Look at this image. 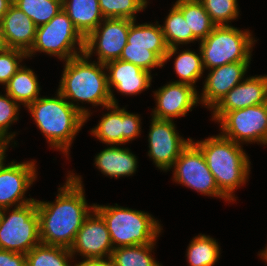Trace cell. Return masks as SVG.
Returning a JSON list of instances; mask_svg holds the SVG:
<instances>
[{
  "instance_id": "1",
  "label": "cell",
  "mask_w": 267,
  "mask_h": 266,
  "mask_svg": "<svg viewBox=\"0 0 267 266\" xmlns=\"http://www.w3.org/2000/svg\"><path fill=\"white\" fill-rule=\"evenodd\" d=\"M81 176L68 173L55 202L36 200L41 243L70 249L85 218L94 209L85 198Z\"/></svg>"
},
{
  "instance_id": "2",
  "label": "cell",
  "mask_w": 267,
  "mask_h": 266,
  "mask_svg": "<svg viewBox=\"0 0 267 266\" xmlns=\"http://www.w3.org/2000/svg\"><path fill=\"white\" fill-rule=\"evenodd\" d=\"M89 59L82 53L65 61L58 87V92L86 117V122L91 115L90 110L79 106V102L104 108L112 104L105 64L98 61L90 62Z\"/></svg>"
},
{
  "instance_id": "3",
  "label": "cell",
  "mask_w": 267,
  "mask_h": 266,
  "mask_svg": "<svg viewBox=\"0 0 267 266\" xmlns=\"http://www.w3.org/2000/svg\"><path fill=\"white\" fill-rule=\"evenodd\" d=\"M191 141L201 150L219 190L230 202L236 201L233 193L248 181L251 164L242 145L221 134Z\"/></svg>"
},
{
  "instance_id": "4",
  "label": "cell",
  "mask_w": 267,
  "mask_h": 266,
  "mask_svg": "<svg viewBox=\"0 0 267 266\" xmlns=\"http://www.w3.org/2000/svg\"><path fill=\"white\" fill-rule=\"evenodd\" d=\"M56 94L54 98L39 97L27 109L51 148L68 156L76 134L85 125L86 117L58 91Z\"/></svg>"
},
{
  "instance_id": "5",
  "label": "cell",
  "mask_w": 267,
  "mask_h": 266,
  "mask_svg": "<svg viewBox=\"0 0 267 266\" xmlns=\"http://www.w3.org/2000/svg\"><path fill=\"white\" fill-rule=\"evenodd\" d=\"M94 209L104 219L114 248L152 244L161 233L159 221L145 211L97 203Z\"/></svg>"
},
{
  "instance_id": "6",
  "label": "cell",
  "mask_w": 267,
  "mask_h": 266,
  "mask_svg": "<svg viewBox=\"0 0 267 266\" xmlns=\"http://www.w3.org/2000/svg\"><path fill=\"white\" fill-rule=\"evenodd\" d=\"M255 41L249 30L242 31L231 25L215 26L199 44L204 70L233 62L251 61V49Z\"/></svg>"
},
{
  "instance_id": "7",
  "label": "cell",
  "mask_w": 267,
  "mask_h": 266,
  "mask_svg": "<svg viewBox=\"0 0 267 266\" xmlns=\"http://www.w3.org/2000/svg\"><path fill=\"white\" fill-rule=\"evenodd\" d=\"M84 47L85 38L62 8L48 23L36 28L35 42L27 57H32L36 52H43L67 61L84 53Z\"/></svg>"
},
{
  "instance_id": "8",
  "label": "cell",
  "mask_w": 267,
  "mask_h": 266,
  "mask_svg": "<svg viewBox=\"0 0 267 266\" xmlns=\"http://www.w3.org/2000/svg\"><path fill=\"white\" fill-rule=\"evenodd\" d=\"M8 210L12 212L9 214ZM39 243L41 240L36 200L12 210L0 209V249L27 254Z\"/></svg>"
},
{
  "instance_id": "9",
  "label": "cell",
  "mask_w": 267,
  "mask_h": 266,
  "mask_svg": "<svg viewBox=\"0 0 267 266\" xmlns=\"http://www.w3.org/2000/svg\"><path fill=\"white\" fill-rule=\"evenodd\" d=\"M216 122L221 135L237 144L267 145V103L225 112Z\"/></svg>"
},
{
  "instance_id": "10",
  "label": "cell",
  "mask_w": 267,
  "mask_h": 266,
  "mask_svg": "<svg viewBox=\"0 0 267 266\" xmlns=\"http://www.w3.org/2000/svg\"><path fill=\"white\" fill-rule=\"evenodd\" d=\"M173 179L178 184L211 197L230 201L218 188L201 150L190 141L172 167Z\"/></svg>"
},
{
  "instance_id": "11",
  "label": "cell",
  "mask_w": 267,
  "mask_h": 266,
  "mask_svg": "<svg viewBox=\"0 0 267 266\" xmlns=\"http://www.w3.org/2000/svg\"><path fill=\"white\" fill-rule=\"evenodd\" d=\"M130 19H104L86 38L84 53L90 58L96 53L98 62L118 60L127 44Z\"/></svg>"
},
{
  "instance_id": "12",
  "label": "cell",
  "mask_w": 267,
  "mask_h": 266,
  "mask_svg": "<svg viewBox=\"0 0 267 266\" xmlns=\"http://www.w3.org/2000/svg\"><path fill=\"white\" fill-rule=\"evenodd\" d=\"M148 134V156L156 167L167 171L171 169L181 151L189 144L191 138L184 139L178 132L173 120L151 118Z\"/></svg>"
},
{
  "instance_id": "13",
  "label": "cell",
  "mask_w": 267,
  "mask_h": 266,
  "mask_svg": "<svg viewBox=\"0 0 267 266\" xmlns=\"http://www.w3.org/2000/svg\"><path fill=\"white\" fill-rule=\"evenodd\" d=\"M0 161V209L19 207L36 199L24 198L26 191L37 178L35 161L17 163L11 161L8 165Z\"/></svg>"
},
{
  "instance_id": "14",
  "label": "cell",
  "mask_w": 267,
  "mask_h": 266,
  "mask_svg": "<svg viewBox=\"0 0 267 266\" xmlns=\"http://www.w3.org/2000/svg\"><path fill=\"white\" fill-rule=\"evenodd\" d=\"M112 245L107 225L102 216L93 209L85 218L70 248L72 256L77 253L84 260L110 258Z\"/></svg>"
},
{
  "instance_id": "15",
  "label": "cell",
  "mask_w": 267,
  "mask_h": 266,
  "mask_svg": "<svg viewBox=\"0 0 267 266\" xmlns=\"http://www.w3.org/2000/svg\"><path fill=\"white\" fill-rule=\"evenodd\" d=\"M105 109L110 112L91 130L94 137L106 145H123L139 136L141 119L138 114L129 113L118 104H110Z\"/></svg>"
},
{
  "instance_id": "16",
  "label": "cell",
  "mask_w": 267,
  "mask_h": 266,
  "mask_svg": "<svg viewBox=\"0 0 267 266\" xmlns=\"http://www.w3.org/2000/svg\"><path fill=\"white\" fill-rule=\"evenodd\" d=\"M198 95L197 89L189 84L169 82L154 92L157 104L152 117L165 120L183 117L199 103Z\"/></svg>"
},
{
  "instance_id": "17",
  "label": "cell",
  "mask_w": 267,
  "mask_h": 266,
  "mask_svg": "<svg viewBox=\"0 0 267 266\" xmlns=\"http://www.w3.org/2000/svg\"><path fill=\"white\" fill-rule=\"evenodd\" d=\"M249 65L250 61H239L210 69L203 82L201 96L198 95L199 102L212 109L223 96L244 80Z\"/></svg>"
},
{
  "instance_id": "18",
  "label": "cell",
  "mask_w": 267,
  "mask_h": 266,
  "mask_svg": "<svg viewBox=\"0 0 267 266\" xmlns=\"http://www.w3.org/2000/svg\"><path fill=\"white\" fill-rule=\"evenodd\" d=\"M267 103V75L251 76L233 87L211 109L212 120L217 121L225 112Z\"/></svg>"
},
{
  "instance_id": "19",
  "label": "cell",
  "mask_w": 267,
  "mask_h": 266,
  "mask_svg": "<svg viewBox=\"0 0 267 266\" xmlns=\"http://www.w3.org/2000/svg\"><path fill=\"white\" fill-rule=\"evenodd\" d=\"M105 66L112 104H118L112 87L122 95H136L151 86V73L131 62L118 59L106 63Z\"/></svg>"
},
{
  "instance_id": "20",
  "label": "cell",
  "mask_w": 267,
  "mask_h": 266,
  "mask_svg": "<svg viewBox=\"0 0 267 266\" xmlns=\"http://www.w3.org/2000/svg\"><path fill=\"white\" fill-rule=\"evenodd\" d=\"M36 28L31 18L12 4L0 22V29L7 48L28 53L36 38Z\"/></svg>"
},
{
  "instance_id": "21",
  "label": "cell",
  "mask_w": 267,
  "mask_h": 266,
  "mask_svg": "<svg viewBox=\"0 0 267 266\" xmlns=\"http://www.w3.org/2000/svg\"><path fill=\"white\" fill-rule=\"evenodd\" d=\"M95 166L106 176L118 179L131 176L137 170V158L128 148L117 145L103 149L95 156Z\"/></svg>"
},
{
  "instance_id": "22",
  "label": "cell",
  "mask_w": 267,
  "mask_h": 266,
  "mask_svg": "<svg viewBox=\"0 0 267 266\" xmlns=\"http://www.w3.org/2000/svg\"><path fill=\"white\" fill-rule=\"evenodd\" d=\"M62 8L84 38L104 20L98 0H62Z\"/></svg>"
},
{
  "instance_id": "23",
  "label": "cell",
  "mask_w": 267,
  "mask_h": 266,
  "mask_svg": "<svg viewBox=\"0 0 267 266\" xmlns=\"http://www.w3.org/2000/svg\"><path fill=\"white\" fill-rule=\"evenodd\" d=\"M160 26L168 46V51L163 64H165L173 55L175 56V54L178 53V45H186L188 43L190 44V42L197 41L194 38L191 29H189L182 12L174 4L165 18L164 25Z\"/></svg>"
},
{
  "instance_id": "24",
  "label": "cell",
  "mask_w": 267,
  "mask_h": 266,
  "mask_svg": "<svg viewBox=\"0 0 267 266\" xmlns=\"http://www.w3.org/2000/svg\"><path fill=\"white\" fill-rule=\"evenodd\" d=\"M5 89L6 94L24 107L38 99L41 90L35 72L26 66L20 67L5 85Z\"/></svg>"
},
{
  "instance_id": "25",
  "label": "cell",
  "mask_w": 267,
  "mask_h": 266,
  "mask_svg": "<svg viewBox=\"0 0 267 266\" xmlns=\"http://www.w3.org/2000/svg\"><path fill=\"white\" fill-rule=\"evenodd\" d=\"M157 23L154 24H137L136 20H131L129 27L127 43L140 44L149 47L162 61L168 51V46L164 39L161 26Z\"/></svg>"
},
{
  "instance_id": "26",
  "label": "cell",
  "mask_w": 267,
  "mask_h": 266,
  "mask_svg": "<svg viewBox=\"0 0 267 266\" xmlns=\"http://www.w3.org/2000/svg\"><path fill=\"white\" fill-rule=\"evenodd\" d=\"M174 5L182 12L197 41L204 40L216 26L199 0H177Z\"/></svg>"
},
{
  "instance_id": "27",
  "label": "cell",
  "mask_w": 267,
  "mask_h": 266,
  "mask_svg": "<svg viewBox=\"0 0 267 266\" xmlns=\"http://www.w3.org/2000/svg\"><path fill=\"white\" fill-rule=\"evenodd\" d=\"M220 245L214 238L201 234L194 237L187 248L190 266H214L219 260Z\"/></svg>"
},
{
  "instance_id": "28",
  "label": "cell",
  "mask_w": 267,
  "mask_h": 266,
  "mask_svg": "<svg viewBox=\"0 0 267 266\" xmlns=\"http://www.w3.org/2000/svg\"><path fill=\"white\" fill-rule=\"evenodd\" d=\"M25 256L26 266H71L68 261L74 259L70 249L43 243L36 245Z\"/></svg>"
},
{
  "instance_id": "29",
  "label": "cell",
  "mask_w": 267,
  "mask_h": 266,
  "mask_svg": "<svg viewBox=\"0 0 267 266\" xmlns=\"http://www.w3.org/2000/svg\"><path fill=\"white\" fill-rule=\"evenodd\" d=\"M155 243L157 242L148 245L117 247L113 249L110 258L115 266H162L151 254Z\"/></svg>"
},
{
  "instance_id": "30",
  "label": "cell",
  "mask_w": 267,
  "mask_h": 266,
  "mask_svg": "<svg viewBox=\"0 0 267 266\" xmlns=\"http://www.w3.org/2000/svg\"><path fill=\"white\" fill-rule=\"evenodd\" d=\"M199 52L198 55L194 51L184 49L178 53L174 61V71L181 80H175V82L189 84L196 88L197 80L203 77L202 75L205 71L200 49Z\"/></svg>"
},
{
  "instance_id": "31",
  "label": "cell",
  "mask_w": 267,
  "mask_h": 266,
  "mask_svg": "<svg viewBox=\"0 0 267 266\" xmlns=\"http://www.w3.org/2000/svg\"><path fill=\"white\" fill-rule=\"evenodd\" d=\"M38 27L48 23L61 9L62 0H13Z\"/></svg>"
},
{
  "instance_id": "32",
  "label": "cell",
  "mask_w": 267,
  "mask_h": 266,
  "mask_svg": "<svg viewBox=\"0 0 267 266\" xmlns=\"http://www.w3.org/2000/svg\"><path fill=\"white\" fill-rule=\"evenodd\" d=\"M104 19L136 20V13L147 7V0H98Z\"/></svg>"
},
{
  "instance_id": "33",
  "label": "cell",
  "mask_w": 267,
  "mask_h": 266,
  "mask_svg": "<svg viewBox=\"0 0 267 266\" xmlns=\"http://www.w3.org/2000/svg\"><path fill=\"white\" fill-rule=\"evenodd\" d=\"M120 60L131 62L141 69L151 73L155 67H163V61L146 45L126 44L123 48Z\"/></svg>"
},
{
  "instance_id": "34",
  "label": "cell",
  "mask_w": 267,
  "mask_h": 266,
  "mask_svg": "<svg viewBox=\"0 0 267 266\" xmlns=\"http://www.w3.org/2000/svg\"><path fill=\"white\" fill-rule=\"evenodd\" d=\"M216 26L229 25L239 15L237 0H199Z\"/></svg>"
},
{
  "instance_id": "35",
  "label": "cell",
  "mask_w": 267,
  "mask_h": 266,
  "mask_svg": "<svg viewBox=\"0 0 267 266\" xmlns=\"http://www.w3.org/2000/svg\"><path fill=\"white\" fill-rule=\"evenodd\" d=\"M19 108L20 105L8 94H0V143L9 145L15 137V132L9 133L8 130L18 120Z\"/></svg>"
},
{
  "instance_id": "36",
  "label": "cell",
  "mask_w": 267,
  "mask_h": 266,
  "mask_svg": "<svg viewBox=\"0 0 267 266\" xmlns=\"http://www.w3.org/2000/svg\"><path fill=\"white\" fill-rule=\"evenodd\" d=\"M24 58H28L27 53L19 49L6 48L0 52V84L5 86L8 83L22 66L20 62Z\"/></svg>"
},
{
  "instance_id": "37",
  "label": "cell",
  "mask_w": 267,
  "mask_h": 266,
  "mask_svg": "<svg viewBox=\"0 0 267 266\" xmlns=\"http://www.w3.org/2000/svg\"><path fill=\"white\" fill-rule=\"evenodd\" d=\"M0 266H26V256L0 249Z\"/></svg>"
},
{
  "instance_id": "38",
  "label": "cell",
  "mask_w": 267,
  "mask_h": 266,
  "mask_svg": "<svg viewBox=\"0 0 267 266\" xmlns=\"http://www.w3.org/2000/svg\"><path fill=\"white\" fill-rule=\"evenodd\" d=\"M76 266H115L111 258L90 259L79 262Z\"/></svg>"
},
{
  "instance_id": "39",
  "label": "cell",
  "mask_w": 267,
  "mask_h": 266,
  "mask_svg": "<svg viewBox=\"0 0 267 266\" xmlns=\"http://www.w3.org/2000/svg\"><path fill=\"white\" fill-rule=\"evenodd\" d=\"M12 4L13 0H0V22Z\"/></svg>"
},
{
  "instance_id": "40",
  "label": "cell",
  "mask_w": 267,
  "mask_h": 266,
  "mask_svg": "<svg viewBox=\"0 0 267 266\" xmlns=\"http://www.w3.org/2000/svg\"><path fill=\"white\" fill-rule=\"evenodd\" d=\"M7 148H8V145L7 144H4V143H1L0 144V161L3 159V158H5L6 156H5V152H6V150H7Z\"/></svg>"
},
{
  "instance_id": "41",
  "label": "cell",
  "mask_w": 267,
  "mask_h": 266,
  "mask_svg": "<svg viewBox=\"0 0 267 266\" xmlns=\"http://www.w3.org/2000/svg\"><path fill=\"white\" fill-rule=\"evenodd\" d=\"M6 45L3 39V35L1 33V29H0V52L4 51L6 49Z\"/></svg>"
},
{
  "instance_id": "42",
  "label": "cell",
  "mask_w": 267,
  "mask_h": 266,
  "mask_svg": "<svg viewBox=\"0 0 267 266\" xmlns=\"http://www.w3.org/2000/svg\"><path fill=\"white\" fill-rule=\"evenodd\" d=\"M258 255L260 256L261 259L267 262V247H265V249L261 251Z\"/></svg>"
}]
</instances>
